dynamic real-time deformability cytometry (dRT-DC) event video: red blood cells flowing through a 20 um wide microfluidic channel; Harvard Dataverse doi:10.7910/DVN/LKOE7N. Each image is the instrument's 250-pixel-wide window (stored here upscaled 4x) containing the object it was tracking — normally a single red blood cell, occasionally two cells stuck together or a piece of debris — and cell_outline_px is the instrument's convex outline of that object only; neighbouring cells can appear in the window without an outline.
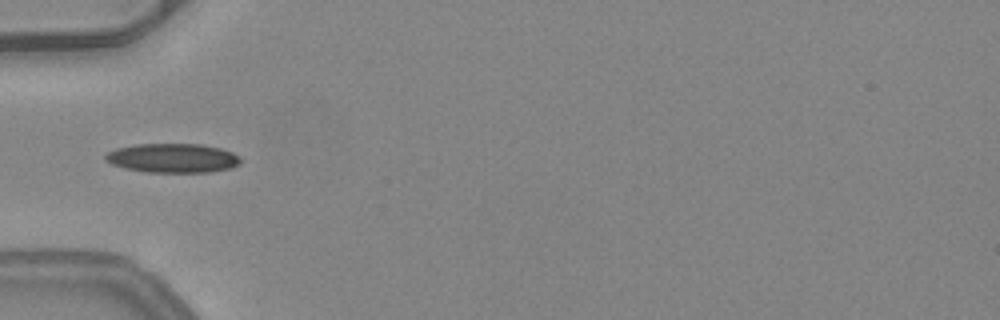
{"species": "common noctule bat (a hibernating species)", "species_latin": "Nyctalus noctula", "temperature_condition": "warm", "stored_images_in_passage": 3, "camera_frame_rate_fps": 3000, "um_per_image_px": 0.085, "animal": {"sex": "female", "body_mass_g": 24.6, "forearm_length_mm": 56.2}, "frame": {"image": 1, "passage_image": 1, "time_ms": 0.0, "image_size_px": [1000, 320], "cell_outline_px": [[244, 160], [240, 164], [232, 168], [208, 172], [148, 172], [124, 168], [112, 164], [104, 160], [104, 156], [108, 152], [116, 148], [136, 144], [200, 144], [220, 148], [232, 152], [240, 156]], "centroid_in_image_um": [14.71, 13.43], "position_along_channel_um": 70.3, "area_um2": 23.18}}